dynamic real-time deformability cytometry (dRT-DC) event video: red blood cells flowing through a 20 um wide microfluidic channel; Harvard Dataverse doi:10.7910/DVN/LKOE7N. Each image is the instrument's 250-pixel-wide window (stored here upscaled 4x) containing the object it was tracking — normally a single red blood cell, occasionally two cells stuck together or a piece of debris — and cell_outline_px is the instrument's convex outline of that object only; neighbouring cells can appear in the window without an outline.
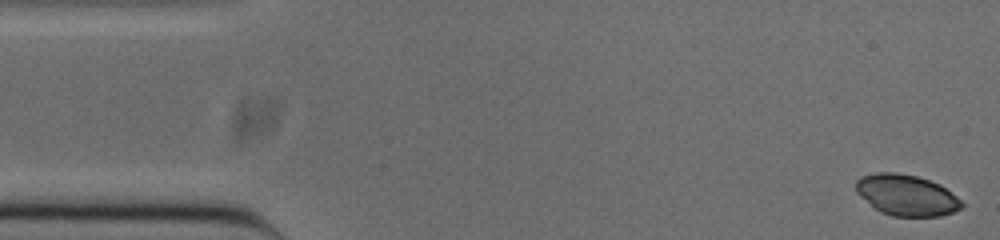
{"species": "common noctule bat (a hibernating species)", "species_latin": "Nyctalus noctula", "temperature_condition": "cold", "stored_images_in_passage": 52, "camera_frame_rate_fps": 3000, "um_per_image_px": 0.085, "animal": {"sex": "male", "body_mass_g": 20.0, "forearm_length_mm": 53.3}, "frame": {"image": 1, "passage_image": 1, "time_ms": 0.0, "image_size_px": [1000, 240], "cell_outline_px": [[964, 208], [940, 216], [892, 216], [880, 212], [860, 196], [856, 192], [856, 180], [860, 176], [876, 172], [896, 172], [916, 176], [940, 184], [956, 196], [964, 204]], "centroid_in_image_um": [77.04, 16.58], "position_along_channel_um": 8.0, "area_um2": 25.32}}
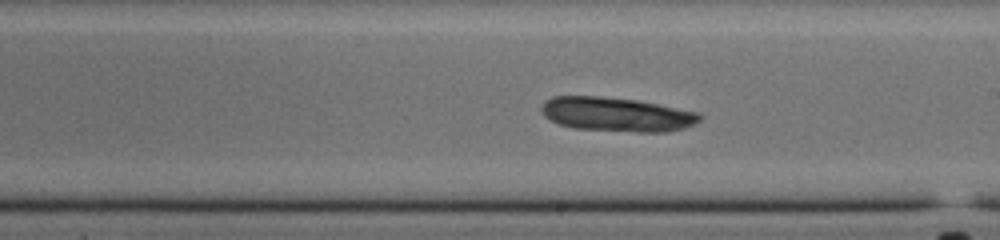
{"frame": {"image": 2, "passage_image": 28, "time_ms": 9.0, "image_size_px": [1000, 240], "cell_outline_px": [[704, 116], [696, 124], [684, 128], [668, 132], [636, 132], [572, 128], [560, 124], [544, 116], [540, 108], [552, 96], [596, 96], [636, 100], [700, 112]], "centroid_in_image_um": [52.48, 9.73], "position_along_channel_um": 236.5, "area_um2": 31.56}}
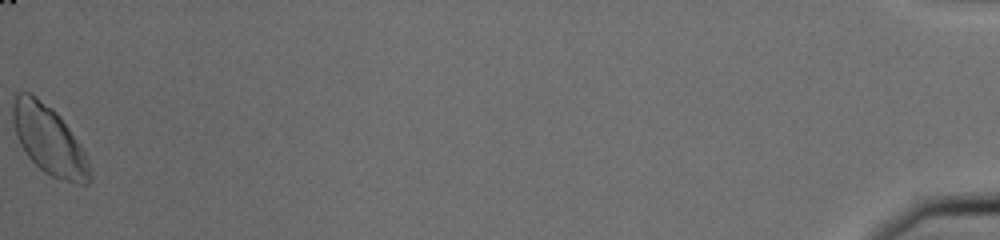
{"frame": {"image": 3, "passage_image": 52, "time_ms": 17.0, "image_size_px": [1000, 240], "cell_outline_px": [[92, 176], [88, 184], [76, 184], [52, 176], [44, 172], [24, 152], [16, 136], [12, 120], [12, 104], [16, 96], [20, 92], [32, 92], [52, 108], [60, 116], [80, 144], [88, 160]], "centroid_in_image_um": [4.15, 11.9], "position_along_channel_um": 431.0, "area_um2": 30.92}}